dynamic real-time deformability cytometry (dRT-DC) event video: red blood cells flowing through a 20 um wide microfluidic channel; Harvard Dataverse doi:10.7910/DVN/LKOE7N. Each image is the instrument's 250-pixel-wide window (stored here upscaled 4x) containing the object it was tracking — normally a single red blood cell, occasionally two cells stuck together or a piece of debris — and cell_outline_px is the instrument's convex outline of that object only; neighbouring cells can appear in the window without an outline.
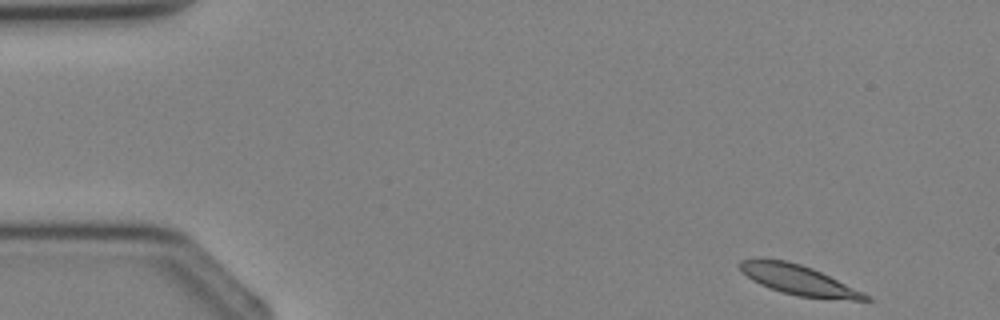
{"species": "Egyptian fruit bat (a non-hibernating species)", "species_latin": "Rousettus aegyptiacus", "temperature_condition": "cold", "stored_images_in_passage": 3, "camera_frame_rate_fps": 3000, "um_per_image_px": 0.085, "animal": {"sex": "female"}, "frame": {"image": 1, "passage_image": 1, "time_ms": 0.0, "image_size_px": [1000, 320], "cell_outline_px": [[872, 300], [852, 300], [800, 296], [784, 292], [760, 284], [752, 280], [736, 264], [740, 260], [756, 256], [784, 260], [800, 264], [812, 268], [864, 292], [872, 296]], "centroid_in_image_um": [67.84, 23.76], "position_along_channel_um": 17.2, "area_um2": 21.85}}
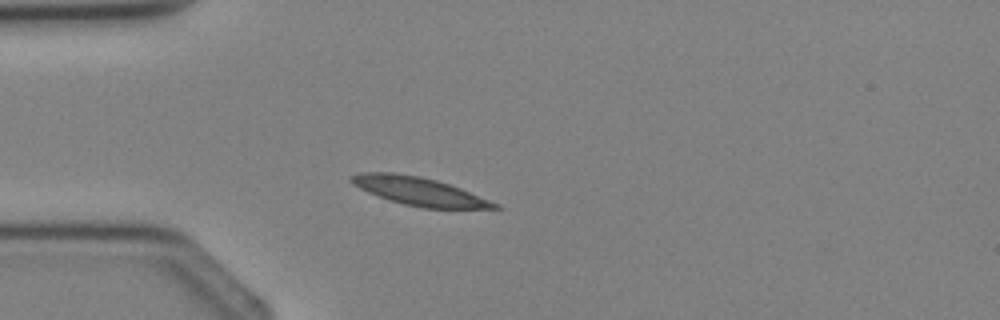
{"frame": {"image": 2, "passage_image": 3, "time_ms": 2.333, "image_size_px": [1000, 320], "cell_outline_px": [[504, 208], [424, 208], [404, 204], [368, 192], [352, 184], [348, 180], [348, 176], [360, 172], [392, 172], [420, 176], [436, 180], [460, 188], [500, 204]], "centroid_in_image_um": [35.6, 16.24], "position_along_channel_um": 49.4, "area_um2": 23.35}}